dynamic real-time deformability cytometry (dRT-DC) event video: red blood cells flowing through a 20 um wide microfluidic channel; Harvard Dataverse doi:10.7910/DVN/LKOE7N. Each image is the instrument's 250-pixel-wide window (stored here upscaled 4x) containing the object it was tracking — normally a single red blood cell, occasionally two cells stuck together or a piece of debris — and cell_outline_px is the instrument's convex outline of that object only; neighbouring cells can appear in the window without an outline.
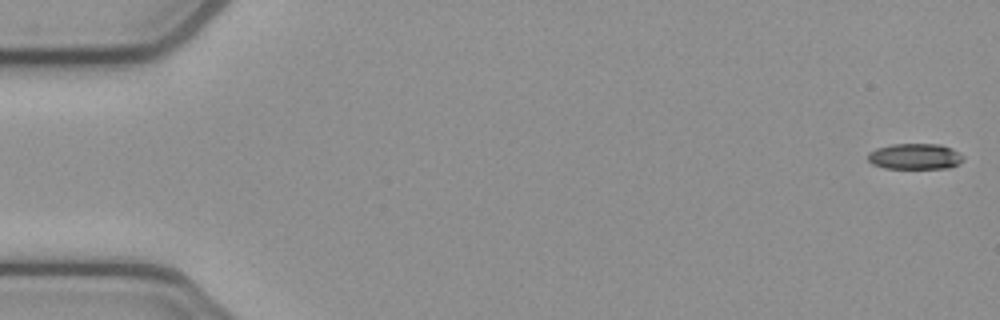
{"species": "common noctule bat (a hibernating species)", "species_latin": "Nyctalus noctula", "temperature_condition": "cold", "stored_images_in_passage": 53, "camera_frame_rate_fps": 3000, "um_per_image_px": 0.085, "animal": {"sex": "female", "body_mass_g": 21.9}, "frame": {"image": 1, "passage_image": 1, "time_ms": 0.0, "image_size_px": [1000, 320], "cell_outline_px": [[964, 160], [960, 164], [948, 168], [884, 168], [872, 164], [868, 160], [868, 152], [876, 148], [892, 144], [940, 144], [952, 148], [964, 156]], "centroid_in_image_um": [77.79, 13.29], "position_along_channel_um": 7.2, "area_um2": 14.51}}
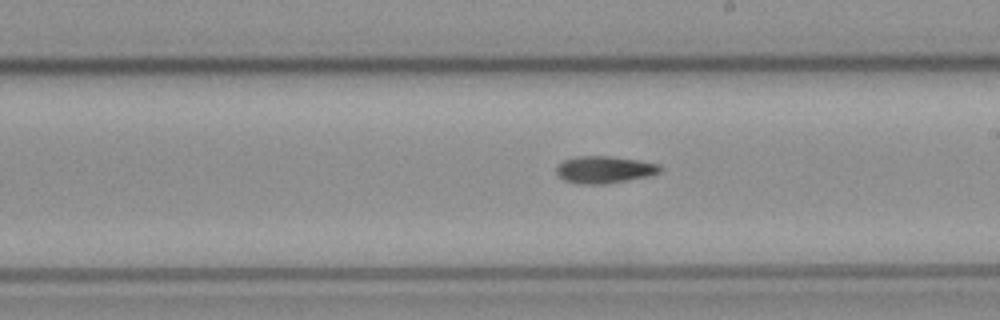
{"frame": {"image": 2, "passage_image": 30, "time_ms": 9.667, "image_size_px": [1000, 320], "cell_outline_px": [[664, 168], [660, 172], [648, 176], [608, 184], [576, 184], [564, 180], [556, 172], [556, 168], [564, 160], [576, 156], [612, 156], [660, 164]], "centroid_in_image_um": [51.39, 14.42], "position_along_channel_um": 237.6, "area_um2": 16.47}}
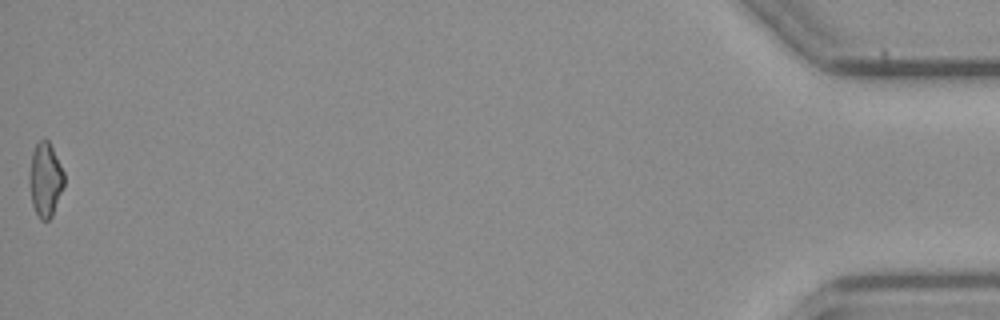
{"frame": {"image": 3, "passage_image": 53, "time_ms": 17.333, "image_size_px": [1000, 320], "cell_outline_px": [[64, 184], [52, 216], [48, 220], [40, 220], [32, 204], [28, 180], [28, 176], [32, 152], [36, 144], [40, 140], [48, 140], [64, 172]], "centroid_in_image_um": [3.83, 15.28], "position_along_channel_um": 431.4, "area_um2": 14.91}}